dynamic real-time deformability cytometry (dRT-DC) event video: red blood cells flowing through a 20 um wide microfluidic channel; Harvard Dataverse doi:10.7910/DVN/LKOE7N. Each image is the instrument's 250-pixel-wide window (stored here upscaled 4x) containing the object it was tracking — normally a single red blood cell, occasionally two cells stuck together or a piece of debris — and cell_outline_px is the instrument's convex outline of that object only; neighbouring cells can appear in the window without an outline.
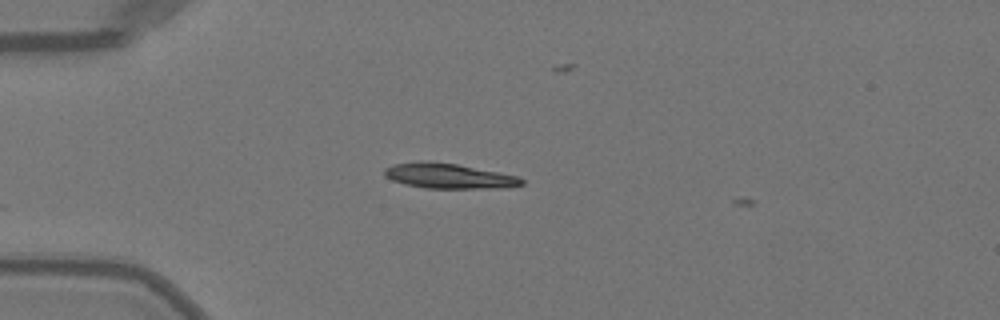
{"species": "Egyptian fruit bat (a non-hibernating species)", "species_latin": "Rousettus aegyptiacus", "temperature_condition": "warm", "stored_images_in_passage": 3, "camera_frame_rate_fps": 3000, "um_per_image_px": 0.085, "animal": {"sex": "female"}, "frame": {"image": 1, "passage_image": 1, "time_ms": 0.0, "image_size_px": [1000, 320], "cell_outline_px": [[524, 184], [508, 188], [424, 188], [404, 184], [392, 180], [384, 176], [384, 168], [392, 164], [420, 160], [428, 160], [456, 164], [520, 176], [524, 180]], "centroid_in_image_um": [38.13, 14.95], "position_along_channel_um": 46.9, "area_um2": 20.4}}